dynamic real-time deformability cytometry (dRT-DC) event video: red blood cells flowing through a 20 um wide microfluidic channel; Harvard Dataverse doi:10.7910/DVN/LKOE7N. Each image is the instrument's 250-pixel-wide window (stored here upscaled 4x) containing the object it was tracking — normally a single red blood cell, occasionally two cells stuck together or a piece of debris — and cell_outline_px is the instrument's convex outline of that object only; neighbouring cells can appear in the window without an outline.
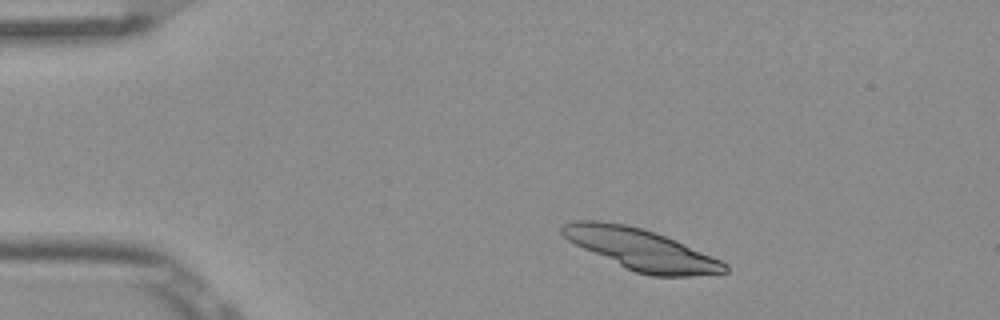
{"species": "Egyptian fruit bat (a non-hibernating species)", "species_latin": "Rousettus aegyptiacus", "temperature_condition": "room temperature", "stored_images_in_passage": 5, "camera_frame_rate_fps": 3000, "um_per_image_px": 0.085, "frame": {"image": 1, "passage_image": 1, "time_ms": 0.0, "image_size_px": [1000, 320], "cell_outline_px": [[728, 272], [692, 276], [652, 276], [636, 272], [584, 248], [568, 240], [560, 232], [560, 228], [564, 224], [576, 220], [596, 220], [624, 224], [656, 232], [676, 240], [720, 260], [728, 264]], "centroid_in_image_um": [54.52, 21.19], "position_along_channel_um": 30.5, "area_um2": 38.32}}